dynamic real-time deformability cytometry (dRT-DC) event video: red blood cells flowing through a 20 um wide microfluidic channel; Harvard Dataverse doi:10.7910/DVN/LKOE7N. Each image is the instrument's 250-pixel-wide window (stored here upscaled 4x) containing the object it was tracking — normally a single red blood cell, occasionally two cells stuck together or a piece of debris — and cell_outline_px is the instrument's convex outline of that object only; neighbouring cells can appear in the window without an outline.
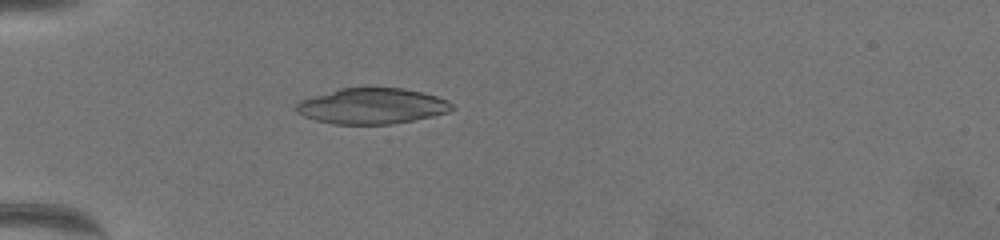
{"species": "common noctule bat (a hibernating species)", "species_latin": "Nyctalus noctula", "temperature_condition": "warm", "stored_images_in_passage": 58, "camera_frame_rate_fps": 3000, "um_per_image_px": 0.085, "animal": {"sex": "female", "body_mass_g": 19.5, "forearm_length_mm": 54.1}, "frame": {"image": 1, "passage_image": 15, "time_ms": 4.667, "image_size_px": [1000, 240], "cell_outline_px": [[456, 108], [448, 112], [432, 116], [412, 120], [388, 124], [332, 124], [316, 120], [304, 116], [296, 112], [296, 104], [300, 100], [340, 88], [400, 88], [420, 92], [436, 96], [448, 100]], "centroid_in_image_um": [31.61, 9.02], "position_along_channel_um": 53.4, "area_um2": 32.19}}
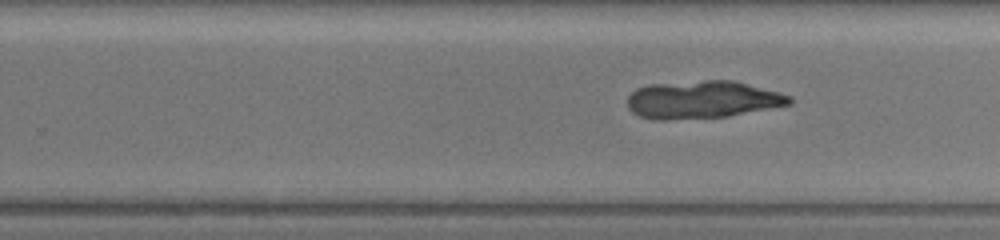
{"frame": {"image": 2, "passage_image": 36, "time_ms": 11.667, "image_size_px": [1000, 240], "cell_outline_px": [[792, 104], [728, 116], [668, 120], [652, 120], [640, 116], [632, 112], [628, 108], [628, 96], [636, 88], [648, 84], [704, 80], [732, 80], [792, 96]], "centroid_in_image_um": [59.66, 8.47], "position_along_channel_um": 270.1, "area_um2": 35.6}}
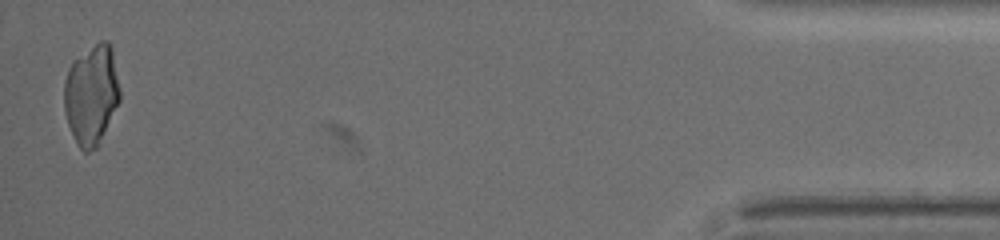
{"frame": {"image": 3, "passage_image": 57, "time_ms": 18.667, "image_size_px": [1000, 240], "cell_outline_px": [[120, 100], [100, 144], [96, 148], [88, 152], [84, 152], [76, 144], [68, 124], [64, 112], [64, 84], [68, 68], [76, 60], [100, 40], [108, 40], [112, 48], [120, 92]], "centroid_in_image_um": [7.78, 8.1], "position_along_channel_um": 427.4, "area_um2": 32.43}}